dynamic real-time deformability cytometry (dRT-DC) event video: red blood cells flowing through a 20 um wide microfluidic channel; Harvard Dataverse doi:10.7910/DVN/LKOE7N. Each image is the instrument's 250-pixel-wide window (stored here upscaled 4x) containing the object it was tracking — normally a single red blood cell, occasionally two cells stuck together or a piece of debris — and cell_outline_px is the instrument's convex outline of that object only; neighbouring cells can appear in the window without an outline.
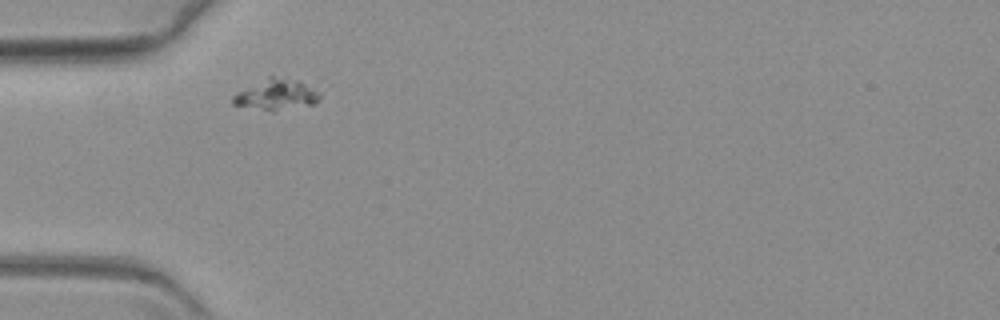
{"species": "common noctule bat (a hibernating species)", "species_latin": "Nyctalus noctula", "temperature_condition": "warm", "stored_images_in_passage": 40, "camera_frame_rate_fps": 3000, "um_per_image_px": 0.085, "animal": {"sex": "female", "body_mass_g": 19.3, "forearm_length_mm": 54.1}, "frame": {"image": 1, "passage_image": 1, "time_ms": 0.0, "image_size_px": [1000, 320], "cell_outline_px": [[320, 96], [312, 104], [272, 112], [232, 104], [232, 96], [236, 92], [268, 76], [272, 76], [300, 80], [320, 92]], "centroid_in_image_um": [23.46, 8.04], "position_along_channel_um": 61.5, "area_um2": 15.66}}
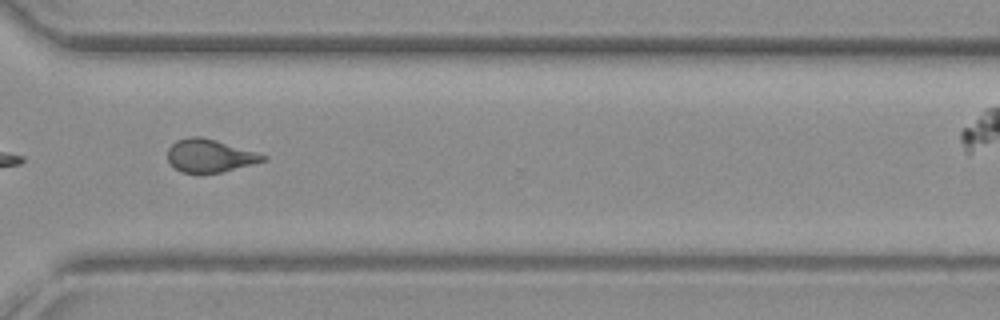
{"frame": {"image": 2, "passage_image": 23, "time_ms": 7.333, "image_size_px": [1000, 320], "cell_outline_px": [[268, 156], [264, 160], [252, 164], [220, 172], [200, 176], [180, 172], [168, 160], [168, 148], [176, 140], [188, 136], [200, 136], [216, 140]], "centroid_in_image_um": [17.76, 13.26], "position_along_channel_um": 352.8, "area_um2": 18.5}}
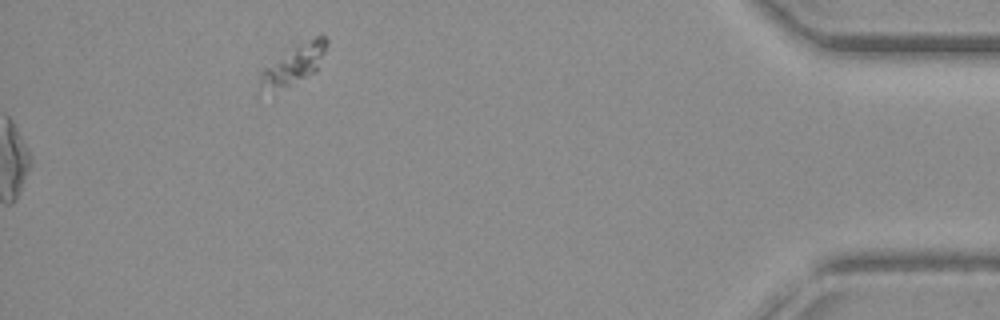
{"frame": {"image": 3, "passage_image": 40, "time_ms": 13.0, "image_size_px": [1000, 320], "cell_outline_px": [[328, 44], [316, 72], [288, 84], [260, 84], [260, 72], [264, 68], [296, 44], [316, 36], [324, 36], [328, 40]], "centroid_in_image_um": [25.13, 5.3], "position_along_channel_um": 410.1, "area_um2": 13.87}}